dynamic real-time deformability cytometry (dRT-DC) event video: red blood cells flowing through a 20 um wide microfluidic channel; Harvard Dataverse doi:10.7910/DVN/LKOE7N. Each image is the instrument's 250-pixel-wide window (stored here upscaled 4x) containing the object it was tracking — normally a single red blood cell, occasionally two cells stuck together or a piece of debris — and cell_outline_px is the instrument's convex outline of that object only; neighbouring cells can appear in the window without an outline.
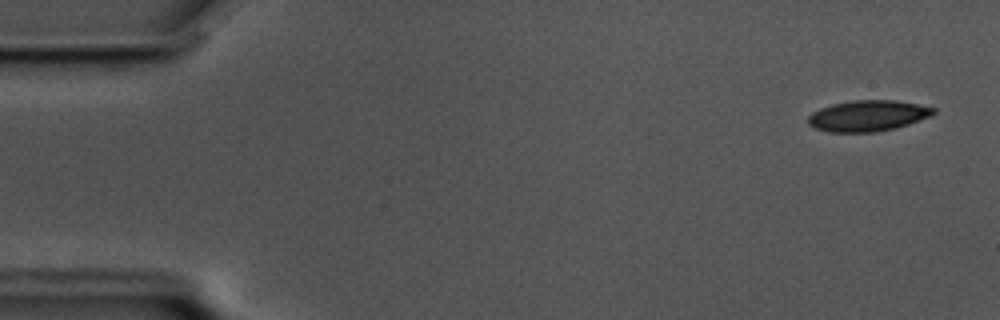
{"species": "common noctule bat (a hibernating species)", "species_latin": "Nyctalus noctula", "temperature_condition": "cold", "stored_images_in_passage": 56, "camera_frame_rate_fps": 3000, "um_per_image_px": 0.085, "animal": {"sex": "male", "body_mass_g": 17.5, "forearm_length_mm": 52.3}, "frame": {"image": 1, "passage_image": 1, "time_ms": 0.0, "image_size_px": [1000, 320], "cell_outline_px": [[936, 112], [928, 116], [908, 124], [896, 128], [876, 132], [828, 132], [816, 128], [808, 124], [808, 116], [812, 112], [820, 108], [832, 104], [856, 100], [896, 100], [936, 108]], "centroid_in_image_um": [73.74, 9.84], "position_along_channel_um": 11.3, "area_um2": 22.48}}
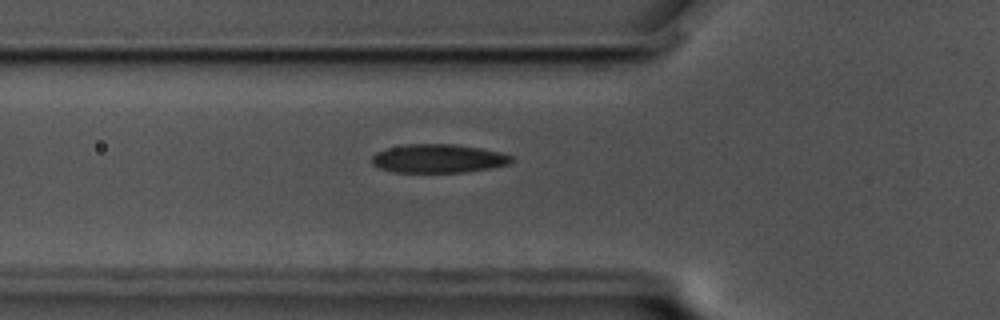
{"frame": {"image": 2, "passage_image": 18, "time_ms": 5.667, "image_size_px": [1000, 320], "cell_outline_px": [[512, 160], [508, 164], [492, 168], [464, 172], [396, 172], [380, 168], [372, 164], [372, 156], [376, 152], [388, 148], [408, 144], [452, 144], [480, 148], [500, 152], [512, 156]], "centroid_in_image_um": [37.25, 13.48], "position_along_channel_um": 88.5, "area_um2": 23.12}}
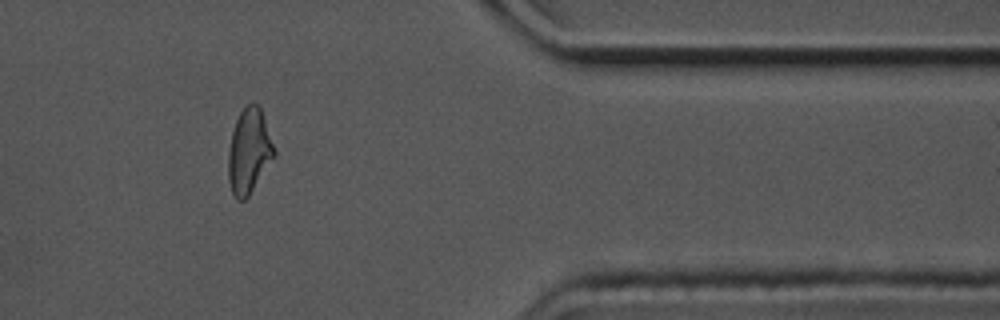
{"frame": {"image": 3, "passage_image": 46, "time_ms": 15.0, "image_size_px": [1000, 320], "cell_outline_px": [[276, 156], [248, 196], [244, 200], [236, 200], [232, 192], [228, 180], [228, 152], [232, 132], [236, 120], [240, 112], [252, 100], [260, 108], [276, 152]], "centroid_in_image_um": [21.16, 12.87], "position_along_channel_um": 390.2, "area_um2": 22.6}, "authors_computed_cell_mechanics": {"area_um2": 23.12, "velocity_mm_per_s": 3.4677, "shape_relaxation_time_tau1_ms": 5.1745, "shape_relaxation_time_tau2_ms": 3.6302, "deformation_change_tau1": 0.1447, "deformation_change_tau2": 0.0971}}